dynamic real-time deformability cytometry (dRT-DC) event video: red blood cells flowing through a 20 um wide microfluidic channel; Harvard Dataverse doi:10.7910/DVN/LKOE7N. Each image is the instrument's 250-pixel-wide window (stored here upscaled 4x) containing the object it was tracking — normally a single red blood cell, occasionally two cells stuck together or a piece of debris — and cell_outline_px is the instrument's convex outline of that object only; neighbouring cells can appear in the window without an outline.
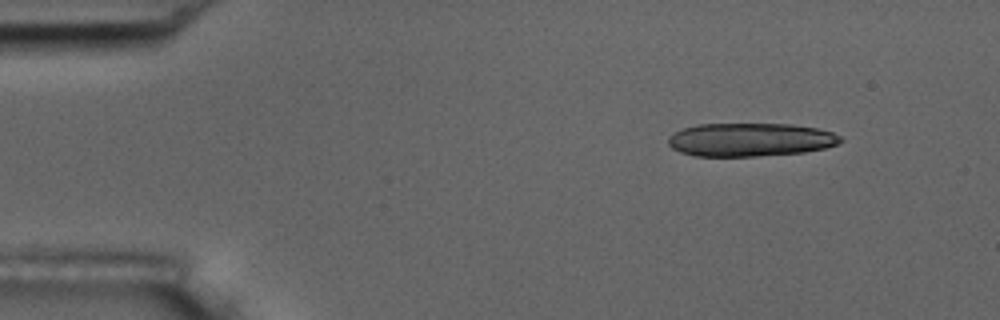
{"species": "common noctule bat (a hibernating species)", "species_latin": "Nyctalus noctula", "temperature_condition": "room temperature", "stored_images_in_passage": 5, "camera_frame_rate_fps": 3000, "um_per_image_px": 0.085, "animal": {"sex": "male", "body_mass_g": 17.5, "forearm_length_mm": 52.3}, "frame": {"image": 1, "passage_image": 1, "time_ms": 0.0, "image_size_px": [1000, 320], "cell_outline_px": [[844, 140], [836, 144], [824, 148], [804, 152], [756, 156], [692, 156], [680, 152], [672, 148], [668, 144], [668, 136], [684, 128], [696, 124], [792, 124], [816, 128], [832, 132], [840, 136]], "centroid_in_image_um": [63.75, 11.87], "position_along_channel_um": 21.2, "area_um2": 33.52}}